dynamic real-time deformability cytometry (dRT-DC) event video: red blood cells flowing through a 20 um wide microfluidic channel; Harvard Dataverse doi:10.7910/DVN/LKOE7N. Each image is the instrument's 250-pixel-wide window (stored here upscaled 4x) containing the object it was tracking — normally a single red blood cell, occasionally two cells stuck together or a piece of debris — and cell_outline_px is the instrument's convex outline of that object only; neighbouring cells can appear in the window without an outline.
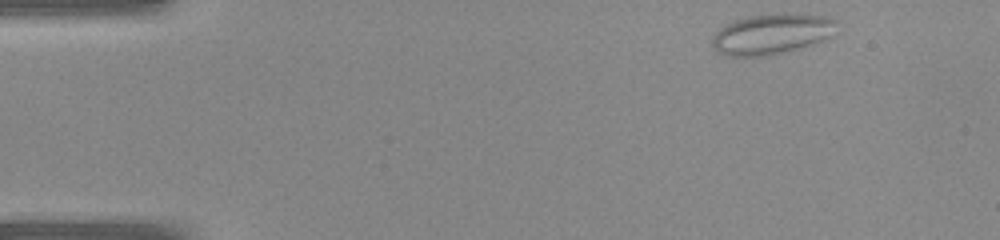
{"species": "common noctule bat (a hibernating species)", "species_latin": "Nyctalus noctula", "temperature_condition": "warm", "stored_images_in_passage": 37, "camera_frame_rate_fps": 3000, "um_per_image_px": 0.085, "animal": {"sex": "female", "body_mass_g": 22.0, "forearm_length_mm": 56.7}, "frame": {"image": 1, "passage_image": 1, "time_ms": 0.0, "image_size_px": [1000, 240], "cell_outline_px": [[836, 20], [832, 36], [796, 48], [768, 56], [728, 56], [712, 48], [712, 36], [720, 28], [736, 20], [748, 16], [780, 12], [784, 12], [828, 16]], "centroid_in_image_um": [65.57, 2.86], "position_along_channel_um": 19.4, "area_um2": 29.19}}
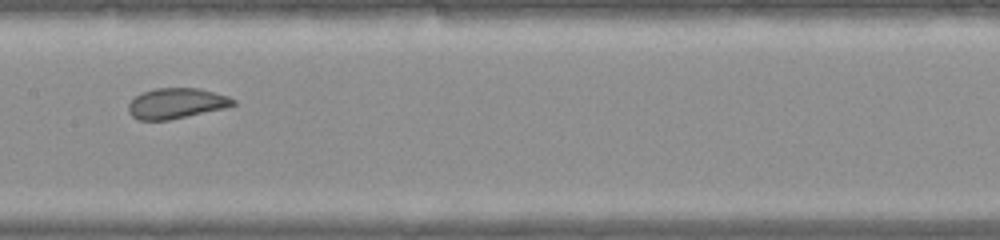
{"frame": {"image": 2, "passage_image": 17, "time_ms": 5.333, "image_size_px": [1000, 240], "cell_outline_px": [[236, 104], [224, 108], [168, 120], [140, 120], [132, 116], [128, 112], [128, 104], [136, 96], [144, 92], [156, 88], [196, 88], [228, 96], [236, 100]], "centroid_in_image_um": [14.97, 8.79], "position_along_channel_um": 192.4, "area_um2": 18.32}}
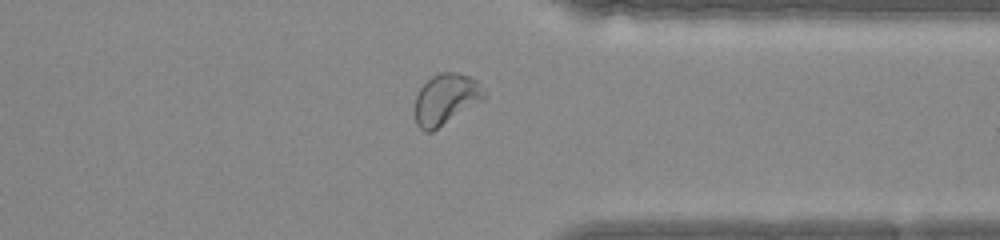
{"frame": {"image": 3, "passage_image": 28, "time_ms": 9.0, "image_size_px": [1000, 240], "cell_outline_px": [[488, 96], [484, 100], [432, 132], [424, 132], [416, 124], [416, 96], [420, 88], [432, 76], [440, 72], [456, 72], [468, 76], [476, 80]], "centroid_in_image_um": [37.92, 8.44], "position_along_channel_um": 373.5, "area_um2": 20.52}}